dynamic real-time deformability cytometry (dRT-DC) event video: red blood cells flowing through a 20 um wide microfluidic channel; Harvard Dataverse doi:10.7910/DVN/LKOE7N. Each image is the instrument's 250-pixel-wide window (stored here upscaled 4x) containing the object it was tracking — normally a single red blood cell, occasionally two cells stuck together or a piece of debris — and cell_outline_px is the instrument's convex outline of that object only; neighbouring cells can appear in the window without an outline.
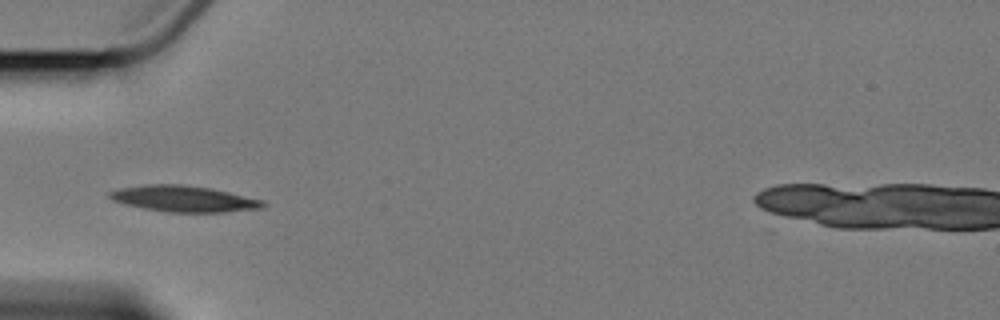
{"species": "Egyptian fruit bat (a non-hibernating species)", "species_latin": "Rousettus aegyptiacus", "temperature_condition": "cold", "stored_images_in_passage": 10, "camera_frame_rate_fps": 3000, "um_per_image_px": 0.085, "animal": {"sex": "female"}, "frame": {"image": 1, "passage_image": 4, "time_ms": 4.333, "image_size_px": [1000, 320], "cell_outline_px": [[268, 204], [264, 208], [224, 212], [164, 212], [140, 208], [124, 204], [112, 200], [108, 196], [108, 192], [120, 188], [148, 184], [180, 184], [212, 188], [264, 200]], "centroid_in_image_um": [15.64, 16.9], "position_along_channel_um": 69.4, "area_um2": 23.64}}
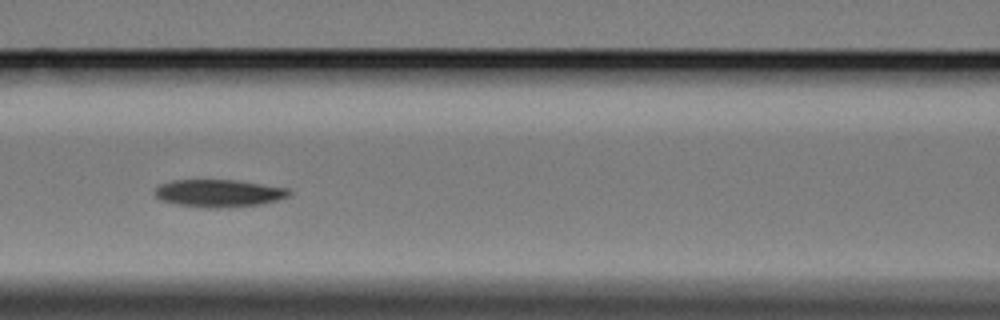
{"frame": {"image": 2, "passage_image": 6, "time_ms": 6.667, "image_size_px": [1000, 320], "cell_outline_px": [[292, 192], [288, 196], [276, 200], [260, 204], [216, 208], [208, 208], [176, 204], [160, 200], [152, 192], [160, 184], [172, 180], [236, 180], [288, 188]], "centroid_in_image_um": [18.56, 16.42], "position_along_channel_um": 148.0, "area_um2": 21.44}}
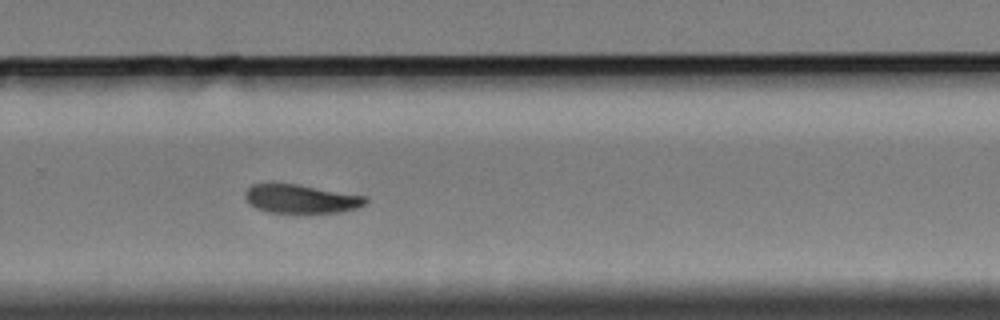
{"frame": {"image": 3, "passage_image": 10, "time_ms": 11.333, "image_size_px": [1000, 320], "cell_outline_px": [[368, 200], [364, 204], [356, 208], [340, 212], [300, 216], [268, 212], [256, 208], [244, 196], [244, 192], [252, 184], [296, 184], [368, 196]], "centroid_in_image_um": [25.61, 16.96], "position_along_channel_um": 304.2, "area_um2": 20.87}}